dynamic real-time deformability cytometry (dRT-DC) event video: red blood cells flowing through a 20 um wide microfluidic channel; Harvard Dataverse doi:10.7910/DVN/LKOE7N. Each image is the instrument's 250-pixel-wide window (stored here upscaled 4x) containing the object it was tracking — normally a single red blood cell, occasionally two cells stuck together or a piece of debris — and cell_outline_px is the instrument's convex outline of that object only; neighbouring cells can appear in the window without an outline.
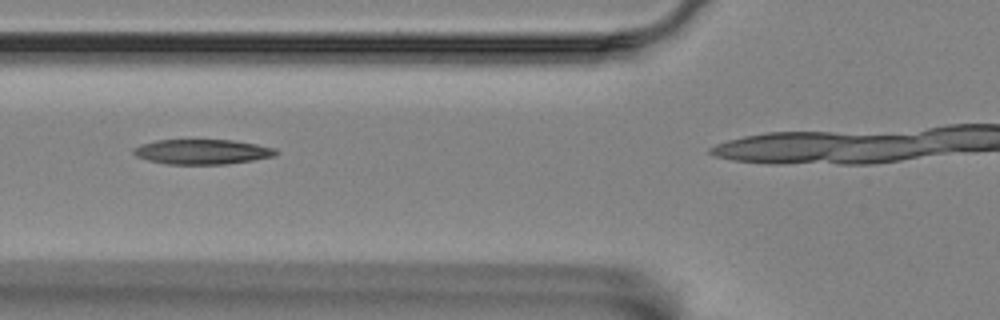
{"species": "Egyptian fruit bat (a non-hibernating species)", "species_latin": "Rousettus aegyptiacus", "temperature_condition": "room temperature", "stored_images_in_passage": 4, "camera_frame_rate_fps": 3000, "um_per_image_px": 0.085, "animal": {"sex": "female"}, "frame": {"image": 1, "passage_image": 3, "time_ms": 0.667, "image_size_px": [1000, 320], "cell_outline_px": [[280, 152], [276, 156], [228, 164], [168, 164], [148, 160], [136, 156], [132, 152], [132, 148], [140, 144], [156, 140], [232, 140], [256, 144], [276, 148]], "centroid_in_image_um": [17.2, 12.9], "position_along_channel_um": 108.6, "area_um2": 20.81}}